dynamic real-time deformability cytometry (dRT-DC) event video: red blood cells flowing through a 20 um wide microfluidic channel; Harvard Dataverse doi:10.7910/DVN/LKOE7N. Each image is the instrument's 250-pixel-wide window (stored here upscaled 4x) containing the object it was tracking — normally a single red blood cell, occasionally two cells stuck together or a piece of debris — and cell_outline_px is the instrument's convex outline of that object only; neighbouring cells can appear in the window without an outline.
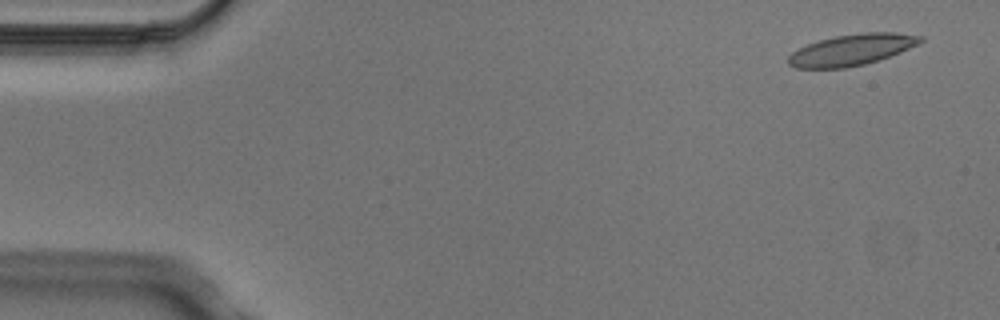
{"species": "Egyptian fruit bat (a non-hibernating species)", "species_latin": "Rousettus aegyptiacus", "temperature_condition": "cold", "stored_images_in_passage": 4, "camera_frame_rate_fps": 3000, "um_per_image_px": 0.085, "animal": {"sex": "male"}, "frame": {"image": 1, "passage_image": 1, "time_ms": 0.0, "image_size_px": [1000, 320], "cell_outline_px": [[924, 40], [920, 44], [880, 60], [864, 64], [844, 68], [796, 68], [788, 64], [788, 56], [792, 52], [808, 44], [820, 40], [836, 36], [860, 32], [896, 32], [924, 36]], "centroid_in_image_um": [72.45, 4.22], "position_along_channel_um": 12.6, "area_um2": 24.1}}
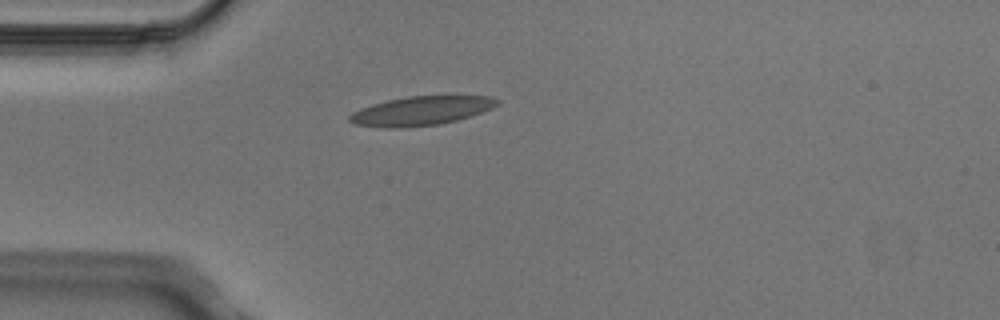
{"frame": {"image": 2, "passage_image": 4, "time_ms": 1.0, "image_size_px": [1000, 320], "cell_outline_px": [[500, 104], [492, 108], [456, 120], [440, 124], [400, 128], [384, 128], [356, 124], [348, 120], [348, 116], [352, 112], [360, 108], [372, 104], [388, 100], [408, 96], [488, 96], [500, 100]], "centroid_in_image_um": [35.76, 9.42], "position_along_channel_um": 49.2, "area_um2": 24.85}}